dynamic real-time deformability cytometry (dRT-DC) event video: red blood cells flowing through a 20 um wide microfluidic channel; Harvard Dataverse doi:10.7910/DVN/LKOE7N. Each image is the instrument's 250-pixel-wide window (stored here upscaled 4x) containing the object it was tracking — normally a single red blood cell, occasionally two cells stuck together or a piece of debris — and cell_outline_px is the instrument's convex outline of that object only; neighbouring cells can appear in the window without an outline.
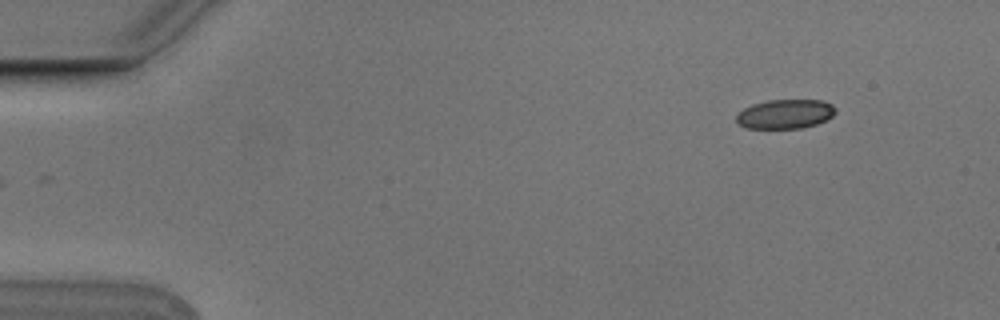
{"species": "Egyptian fruit bat (a non-hibernating species)", "species_latin": "Rousettus aegyptiacus", "temperature_condition": "cold", "stored_images_in_passage": 3, "camera_frame_rate_fps": 3000, "um_per_image_px": 0.085, "animal": {"sex": "male"}, "frame": {"image": 1, "passage_image": 3, "time_ms": 0.667, "image_size_px": [1000, 320], "cell_outline_px": [[836, 112], [832, 116], [816, 124], [800, 128], [744, 128], [736, 120], [736, 116], [744, 108], [752, 104], [768, 100], [824, 100], [832, 104], [836, 108]], "centroid_in_image_um": [66.75, 9.68], "position_along_channel_um": 18.2, "area_um2": 16.88}}